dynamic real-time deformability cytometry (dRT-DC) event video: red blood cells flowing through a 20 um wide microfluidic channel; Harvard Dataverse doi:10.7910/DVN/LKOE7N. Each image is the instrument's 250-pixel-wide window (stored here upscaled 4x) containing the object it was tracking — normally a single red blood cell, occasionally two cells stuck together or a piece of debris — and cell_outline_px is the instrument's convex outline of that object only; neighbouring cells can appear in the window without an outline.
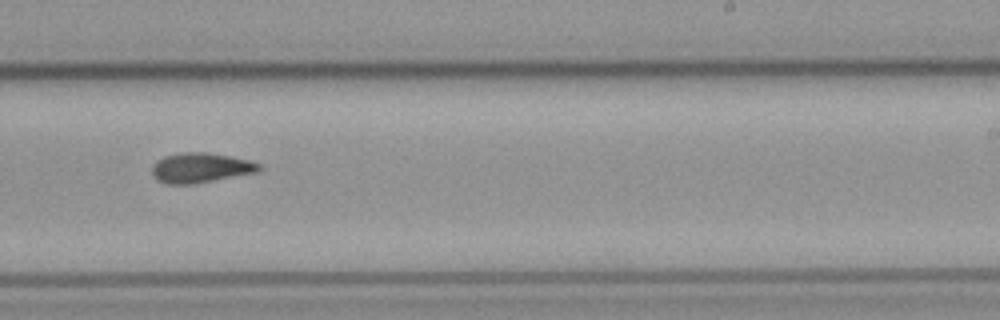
{"species": "common noctule bat (a hibernating species)", "species_latin": "Nyctalus noctula", "temperature_condition": "cold", "stored_images_in_passage": 17, "camera_frame_rate_fps": 3000, "um_per_image_px": 0.085, "animal": {"sex": "male", "body_mass_g": 23.1, "forearm_length_mm": 52.7}, "frame": {"image": 1, "passage_image": 11, "time_ms": 3.333, "image_size_px": [1000, 320], "cell_outline_px": [[264, 168], [256, 172], [192, 184], [164, 184], [156, 180], [152, 176], [152, 164], [156, 160], [164, 156], [184, 152], [204, 152], [228, 156], [248, 160], [260, 164]], "centroid_in_image_um": [16.99, 14.27], "position_along_channel_um": 272.0, "area_um2": 18.61}}
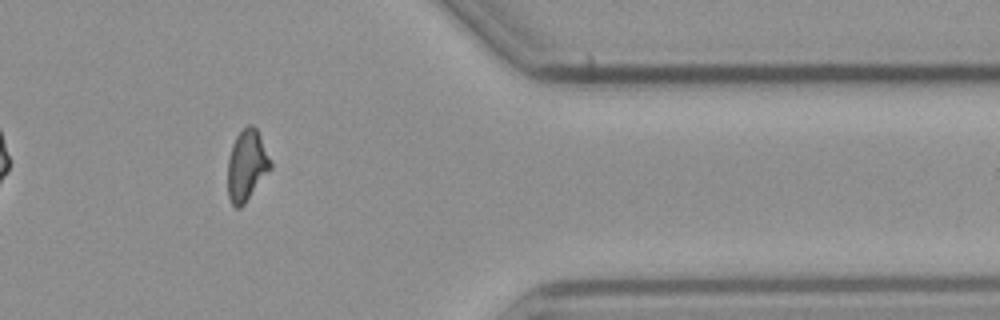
{"frame": {"image": 2, "passage_image": 14, "time_ms": 4.333, "image_size_px": [1000, 320], "cell_outline_px": [[272, 168], [244, 204], [240, 208], [236, 208], [232, 204], [228, 196], [228, 160], [232, 144], [236, 136], [248, 124], [252, 124], [256, 128], [260, 136], [272, 164]], "centroid_in_image_um": [20.97, 14.07], "position_along_channel_um": 390.4, "area_um2": 17.57}}
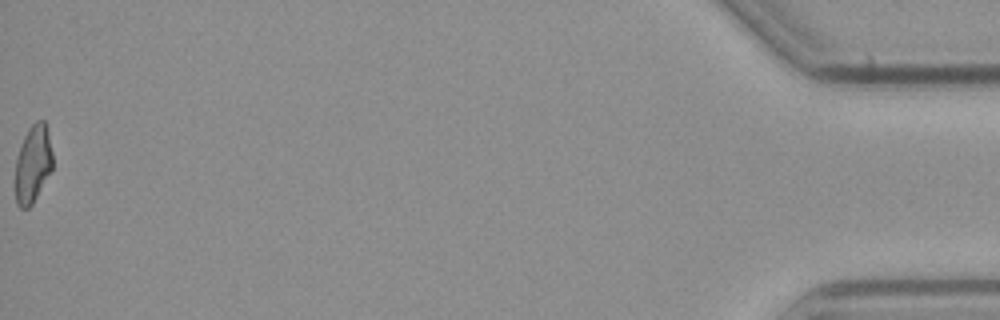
{"frame": {"image": 3, "passage_image": 17, "time_ms": 5.333, "image_size_px": [1000, 320], "cell_outline_px": [[52, 168], [32, 204], [28, 208], [20, 208], [16, 204], [16, 156], [24, 136], [28, 128], [36, 120], [44, 120], [48, 132], [52, 152]], "centroid_in_image_um": [2.79, 13.91], "position_along_channel_um": 432.4, "area_um2": 16.7}}